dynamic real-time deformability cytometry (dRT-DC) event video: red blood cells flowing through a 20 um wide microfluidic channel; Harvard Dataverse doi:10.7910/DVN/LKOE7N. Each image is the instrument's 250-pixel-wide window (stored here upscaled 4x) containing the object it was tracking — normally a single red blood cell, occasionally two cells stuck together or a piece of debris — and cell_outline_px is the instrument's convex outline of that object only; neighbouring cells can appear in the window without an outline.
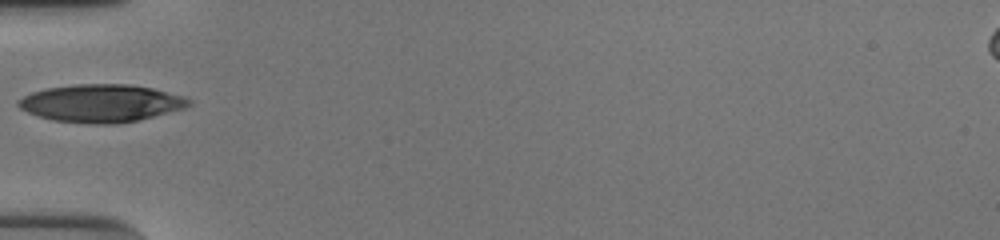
{"species": "human", "species_latin": "Homo sapiens", "temperature_condition": "cold", "stored_images_in_passage": 35, "camera_frame_rate_fps": 3000, "um_per_image_px": 0.085, "donor": {"sex": "male"}, "frame": {"image": 1, "passage_image": 1, "time_ms": 0.0, "image_size_px": [1000, 240], "cell_outline_px": [[192, 104], [184, 108], [136, 120], [116, 124], [96, 124], [52, 120], [28, 112], [20, 108], [16, 104], [24, 96], [32, 92], [44, 88], [76, 84], [128, 84], [152, 88], [184, 96], [192, 100]], "centroid_in_image_um": [8.6, 8.76], "position_along_channel_um": 76.4, "area_um2": 37.22}}
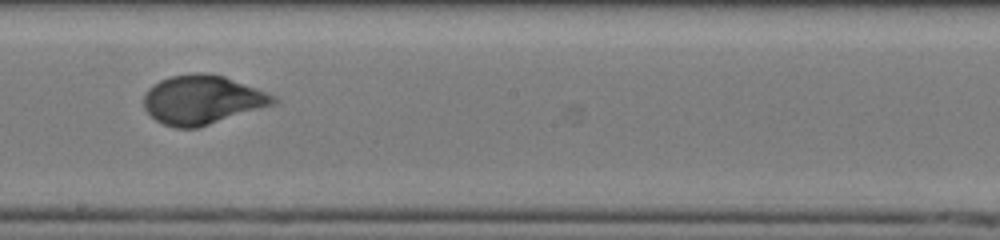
{"frame": {"image": 2, "passage_image": 13, "time_ms": 4.0, "image_size_px": [1000, 240], "cell_outline_px": [[280, 100], [276, 104], [196, 128], [176, 128], [164, 124], [156, 120], [144, 108], [144, 96], [148, 88], [152, 84], [160, 80], [172, 76], [196, 72], [208, 72], [224, 76], [276, 96]], "centroid_in_image_um": [17.19, 8.47], "position_along_channel_um": 231.0, "area_um2": 36.93}}
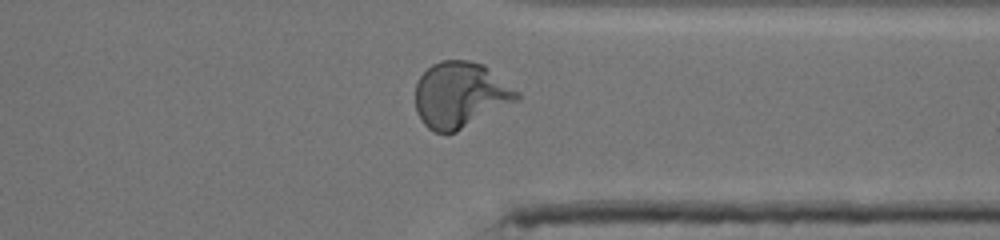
{"frame": {"image": 3, "passage_image": 24, "time_ms": 7.667, "image_size_px": [1000, 240], "cell_outline_px": [[520, 100], [456, 132], [436, 132], [428, 128], [420, 120], [416, 112], [416, 84], [420, 76], [432, 64], [440, 60], [468, 60], [484, 64], [520, 92]], "centroid_in_image_um": [39.15, 8.06], "position_along_channel_um": 372.3, "area_um2": 39.19}}